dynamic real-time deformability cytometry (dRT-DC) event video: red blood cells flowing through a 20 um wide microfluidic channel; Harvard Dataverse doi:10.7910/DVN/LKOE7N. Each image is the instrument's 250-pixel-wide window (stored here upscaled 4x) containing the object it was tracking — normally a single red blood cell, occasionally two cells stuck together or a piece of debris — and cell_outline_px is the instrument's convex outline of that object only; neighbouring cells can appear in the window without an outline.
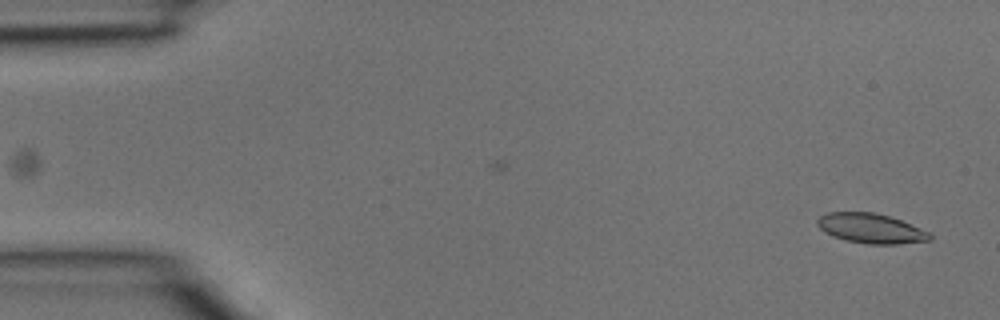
{"species": "common noctule bat (a hibernating species)", "species_latin": "Nyctalus noctula", "temperature_condition": "room temperature", "stored_images_in_passage": 3, "camera_frame_rate_fps": 3000, "um_per_image_px": 0.085, "animal": {"sex": "male", "body_mass_g": 15.6}, "frame": {"image": 1, "passage_image": 1, "time_ms": 0.0, "image_size_px": [1000, 320], "cell_outline_px": [[932, 240], [896, 244], [868, 244], [848, 240], [832, 236], [820, 228], [816, 224], [816, 220], [820, 216], [828, 212], [876, 212], [900, 220], [920, 228], [928, 232], [932, 236]], "centroid_in_image_um": [74.01, 19.41], "position_along_channel_um": 11.0, "area_um2": 19.36}}